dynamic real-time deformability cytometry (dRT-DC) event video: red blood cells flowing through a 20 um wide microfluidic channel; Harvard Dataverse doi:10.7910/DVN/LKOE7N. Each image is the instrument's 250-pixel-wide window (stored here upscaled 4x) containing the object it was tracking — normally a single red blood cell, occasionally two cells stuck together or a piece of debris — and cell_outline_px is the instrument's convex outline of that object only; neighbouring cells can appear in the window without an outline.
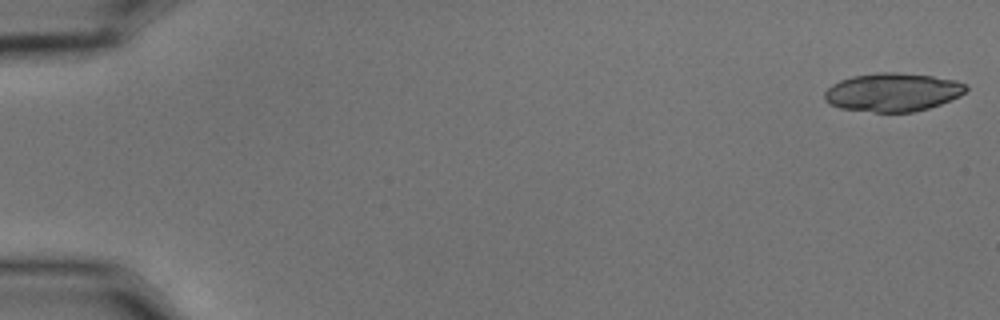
{"species": "common noctule bat (a hibernating species)", "species_latin": "Nyctalus noctula", "temperature_condition": "cold", "stored_images_in_passage": 56, "segment_of_instrument_passage": [1, 2], "camera_frame_rate_fps": 3000, "um_per_image_px": 0.085, "animal": {"sex": "male", "body_mass_g": 15.6}, "frame": {"image": 1, "passage_image": 1, "time_ms": 0.0, "image_size_px": [1000, 320], "cell_outline_px": [[968, 88], [960, 96], [940, 104], [928, 108], [912, 112], [876, 112], [840, 108], [828, 104], [824, 100], [824, 92], [832, 84], [840, 80], [852, 76], [876, 72], [896, 72], [932, 76], [956, 80], [968, 84]], "centroid_in_image_um": [75.87, 7.83], "position_along_channel_um": 9.1, "area_um2": 31.85}}